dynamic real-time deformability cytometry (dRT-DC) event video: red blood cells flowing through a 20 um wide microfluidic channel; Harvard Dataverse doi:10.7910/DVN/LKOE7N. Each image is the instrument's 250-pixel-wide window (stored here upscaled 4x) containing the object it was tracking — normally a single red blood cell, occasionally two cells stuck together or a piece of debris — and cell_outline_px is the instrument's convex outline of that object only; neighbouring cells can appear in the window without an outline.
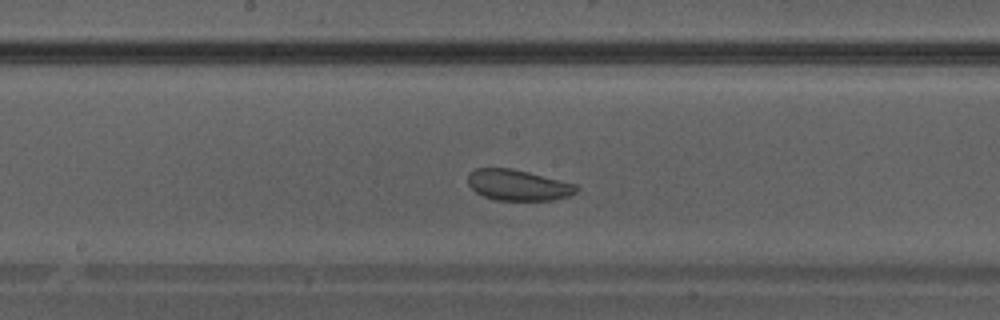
{"species": "Egyptian fruit bat (a non-hibernating species)", "species_latin": "Rousettus aegyptiacus", "temperature_condition": "warm", "stored_images_in_passage": 33, "camera_frame_rate_fps": 3000, "um_per_image_px": 0.085, "animal": {"sex": "male"}, "frame": {"image": 1, "passage_image": 15, "time_ms": 4.667, "image_size_px": [1000, 320], "cell_outline_px": [[580, 188], [576, 192], [568, 196], [552, 200], [496, 200], [484, 196], [476, 192], [468, 184], [468, 172], [476, 168], [512, 168], [580, 184]], "centroid_in_image_um": [44.07, 15.72], "position_along_channel_um": 204.1, "area_um2": 19.77}}
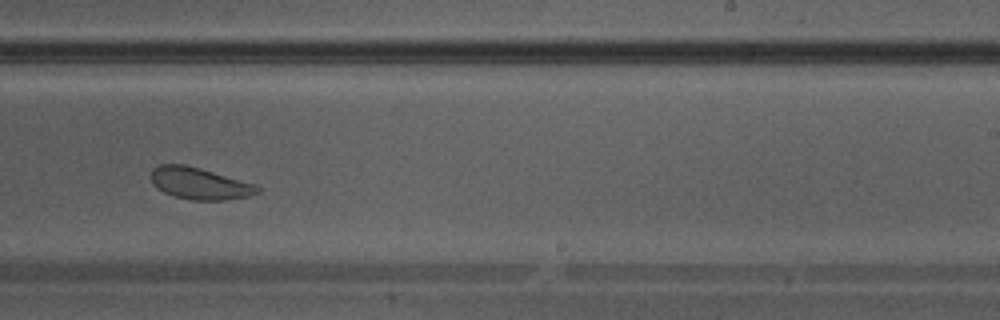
{"frame": {"image": 2, "passage_image": 19, "time_ms": 6.0, "image_size_px": [1000, 320], "cell_outline_px": [[260, 192], [248, 196], [224, 200], [192, 200], [176, 196], [164, 192], [156, 188], [152, 184], [148, 176], [152, 168], [160, 164], [184, 164], [200, 168], [256, 184], [260, 188]], "centroid_in_image_um": [16.92, 15.58], "position_along_channel_um": 272.1, "area_um2": 19.88}}